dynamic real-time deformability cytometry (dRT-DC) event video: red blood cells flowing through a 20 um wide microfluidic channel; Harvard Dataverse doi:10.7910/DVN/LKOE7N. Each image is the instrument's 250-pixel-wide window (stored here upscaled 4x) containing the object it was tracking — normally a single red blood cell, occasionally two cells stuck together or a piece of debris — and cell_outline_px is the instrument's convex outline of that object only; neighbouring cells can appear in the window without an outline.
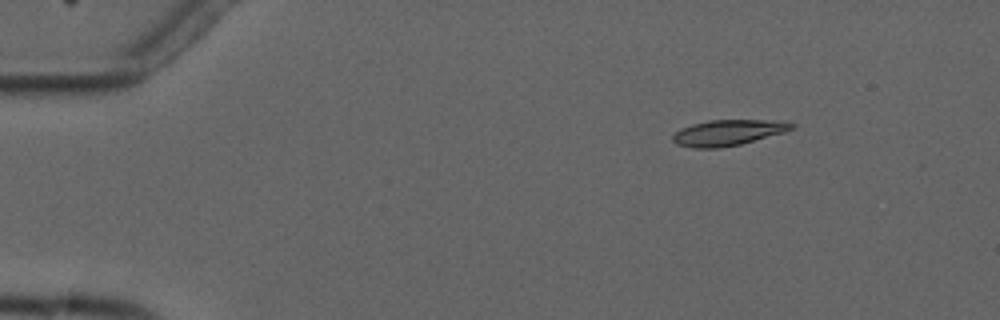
{"species": "common noctule bat (a hibernating species)", "species_latin": "Nyctalus noctula", "temperature_condition": "cold", "stored_images_in_passage": 9, "camera_frame_rate_fps": 3000, "um_per_image_px": 0.085, "animal": {"sex": "male", "forearm_length_mm": 52.5}, "frame": {"image": 1, "passage_image": 2, "time_ms": 1.333, "image_size_px": [1000, 320], "cell_outline_px": [[796, 124], [792, 128], [784, 132], [740, 144], [720, 148], [692, 148], [676, 144], [672, 140], [672, 136], [680, 128], [692, 124], [708, 120], [776, 120]], "centroid_in_image_um": [61.83, 11.27], "position_along_channel_um": 23.2, "area_um2": 17.8}}
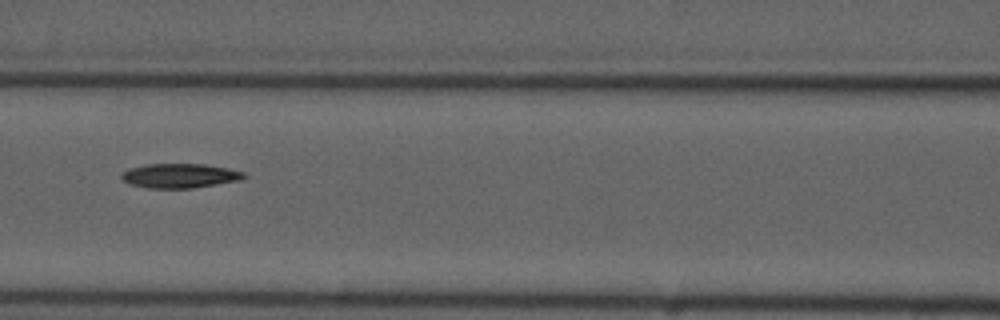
{"frame": {"image": 2, "passage_image": 7, "time_ms": 7.0, "image_size_px": [1000, 320], "cell_outline_px": [[248, 176], [240, 180], [192, 188], [148, 188], [128, 184], [120, 176], [128, 168], [148, 164], [204, 164], [228, 168], [244, 172]], "centroid_in_image_um": [15.28, 14.94], "position_along_channel_um": 151.3, "area_um2": 17.4}}
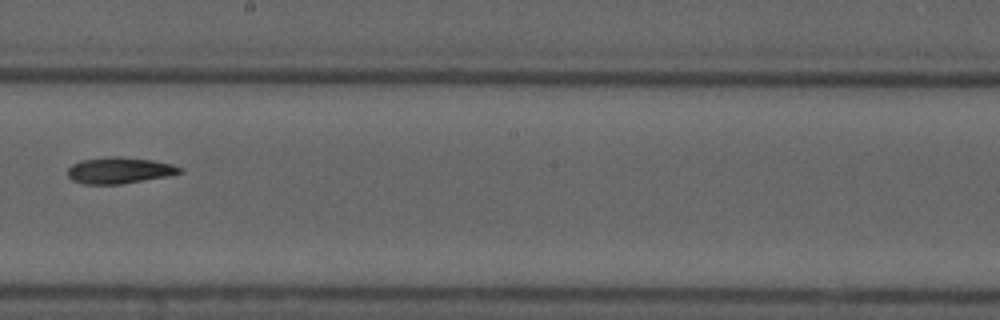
{"frame": {"image": 3, "passage_image": 9, "time_ms": 9.333, "image_size_px": [1000, 320], "cell_outline_px": [[184, 172], [168, 176], [120, 184], [84, 184], [72, 180], [68, 176], [68, 168], [72, 164], [80, 160], [104, 156], [120, 156], [152, 160], [172, 164], [184, 168]], "centroid_in_image_um": [10.15, 14.47], "position_along_channel_um": 238.0, "area_um2": 17.4}}